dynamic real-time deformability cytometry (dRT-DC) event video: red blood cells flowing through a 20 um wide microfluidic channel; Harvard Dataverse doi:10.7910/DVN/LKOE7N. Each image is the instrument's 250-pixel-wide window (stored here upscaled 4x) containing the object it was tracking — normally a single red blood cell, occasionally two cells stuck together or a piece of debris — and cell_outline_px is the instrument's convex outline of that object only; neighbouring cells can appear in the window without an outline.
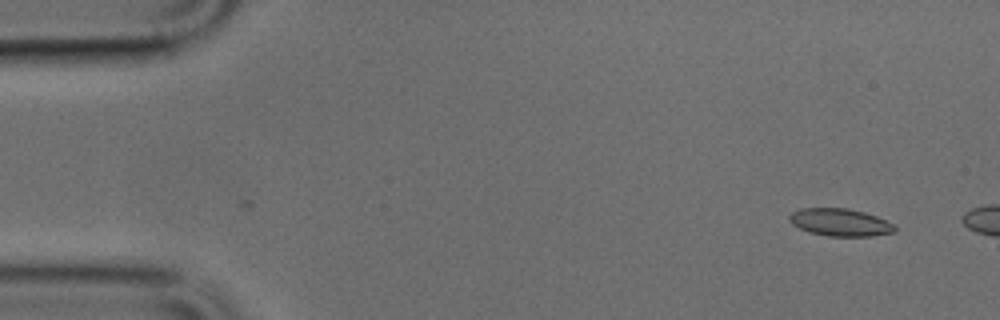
{"species": "common noctule bat (a hibernating species)", "species_latin": "Nyctalus noctula", "temperature_condition": "cold", "stored_images_in_passage": 5, "camera_frame_rate_fps": 3000, "um_per_image_px": 0.085, "animal": {"sex": "male", "body_mass_g": 17.9, "forearm_length_mm": 54.2}, "frame": {"image": 1, "passage_image": 1, "time_ms": 0.0, "image_size_px": [1000, 320], "cell_outline_px": [[896, 232], [872, 236], [828, 236], [812, 232], [800, 228], [792, 224], [788, 220], [788, 216], [792, 212], [800, 208], [848, 208], [864, 212], [876, 216], [892, 224], [896, 228]], "centroid_in_image_um": [71.4, 18.89], "position_along_channel_um": 13.6, "area_um2": 16.82}}